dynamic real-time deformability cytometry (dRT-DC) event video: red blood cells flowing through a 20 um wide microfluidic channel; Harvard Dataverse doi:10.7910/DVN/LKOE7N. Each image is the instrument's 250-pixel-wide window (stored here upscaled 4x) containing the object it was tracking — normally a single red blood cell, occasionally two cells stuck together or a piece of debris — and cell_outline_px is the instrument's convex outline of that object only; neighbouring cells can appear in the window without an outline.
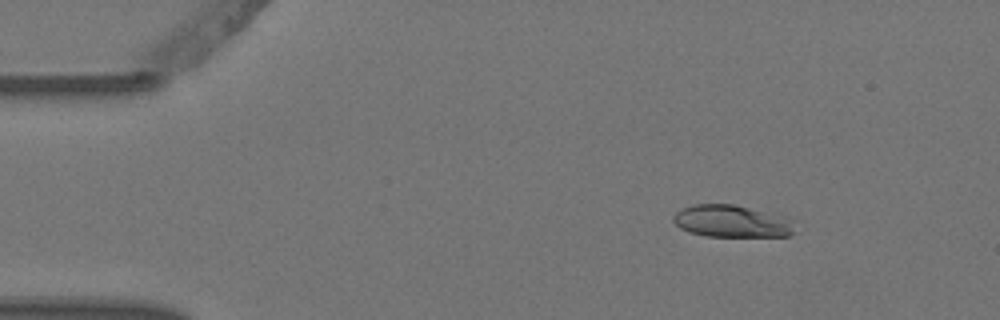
{"species": "Egyptian fruit bat (a non-hibernating species)", "species_latin": "Rousettus aegyptiacus", "temperature_condition": "warm", "stored_images_in_passage": 7, "camera_frame_rate_fps": 3000, "um_per_image_px": 0.085, "animal": {"sex": "female"}, "frame": {"image": 1, "passage_image": 2, "time_ms": 0.333, "image_size_px": [1000, 320], "cell_outline_px": [[796, 232], [792, 236], [704, 236], [688, 232], [680, 228], [672, 220], [672, 216], [676, 212], [692, 204], [736, 204], [788, 216], [796, 220]], "centroid_in_image_um": [62.3, 18.8], "position_along_channel_um": 22.7, "area_um2": 23.52}}
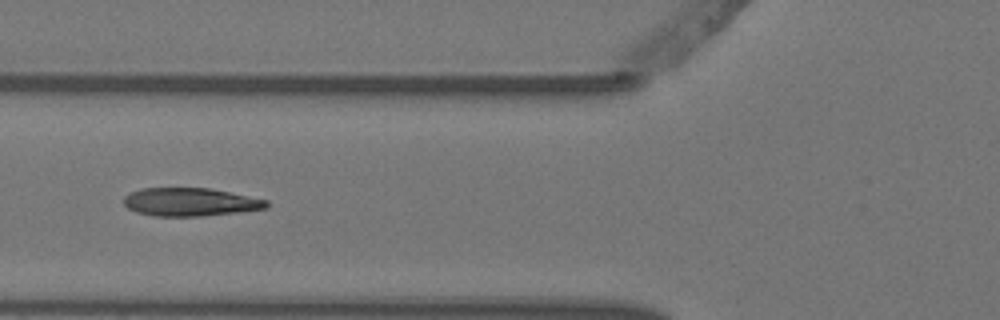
{"frame": {"image": 2, "passage_image": 5, "time_ms": 1.333, "image_size_px": [1000, 320], "cell_outline_px": [[268, 208], [236, 212], [200, 216], [152, 216], [136, 212], [128, 208], [124, 204], [124, 196], [128, 192], [140, 188], [212, 188], [268, 200]], "centroid_in_image_um": [16.14, 17.16], "position_along_channel_um": 109.7, "area_um2": 23.58}}
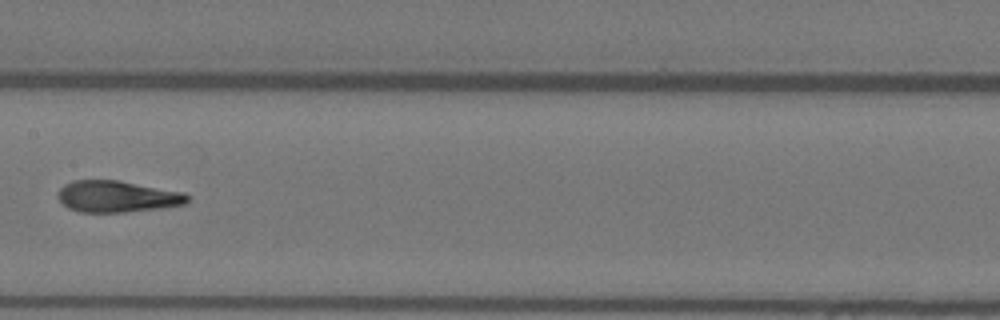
{"frame": {"image": 3, "passage_image": 7, "time_ms": 2.0, "image_size_px": [1000, 320], "cell_outline_px": [[188, 200], [184, 204], [164, 208], [124, 212], [80, 212], [68, 208], [56, 196], [60, 188], [64, 184], [72, 180], [120, 180], [184, 192], [188, 196]], "centroid_in_image_um": [9.95, 16.7], "position_along_channel_um": 197.5, "area_um2": 23.93}}